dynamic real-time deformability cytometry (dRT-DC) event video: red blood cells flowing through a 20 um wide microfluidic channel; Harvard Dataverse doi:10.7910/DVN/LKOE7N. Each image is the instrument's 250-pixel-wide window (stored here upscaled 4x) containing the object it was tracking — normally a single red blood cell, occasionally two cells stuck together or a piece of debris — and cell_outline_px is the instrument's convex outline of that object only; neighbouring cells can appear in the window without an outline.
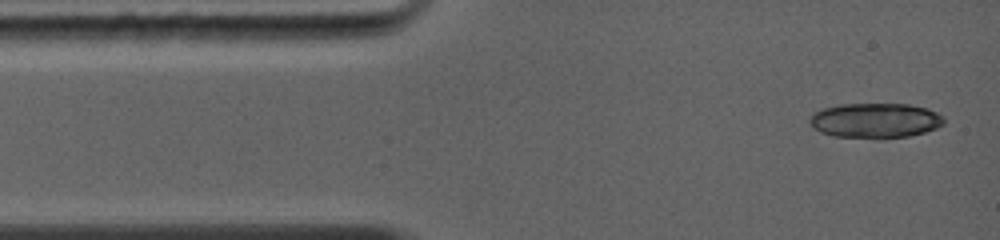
{"species": "common noctule bat (a hibernating species)", "species_latin": "Nyctalus noctula", "temperature_condition": "warm", "stored_images_in_passage": 4, "camera_frame_rate_fps": 5000, "um_per_image_px": 0.085, "animal": {"sex": "female", "body_mass_g": 19.0, "forearm_length_mm": 56.7}, "frame": {"image": 1, "passage_image": 1, "time_ms": 0.0, "image_size_px": [1000, 240], "cell_outline_px": [[944, 124], [936, 128], [924, 132], [908, 136], [880, 140], [832, 136], [820, 132], [808, 120], [816, 112], [824, 108], [840, 104], [908, 104], [928, 108], [944, 116]], "centroid_in_image_um": [74.43, 10.26], "position_along_channel_um": 10.6, "area_um2": 27.69}}